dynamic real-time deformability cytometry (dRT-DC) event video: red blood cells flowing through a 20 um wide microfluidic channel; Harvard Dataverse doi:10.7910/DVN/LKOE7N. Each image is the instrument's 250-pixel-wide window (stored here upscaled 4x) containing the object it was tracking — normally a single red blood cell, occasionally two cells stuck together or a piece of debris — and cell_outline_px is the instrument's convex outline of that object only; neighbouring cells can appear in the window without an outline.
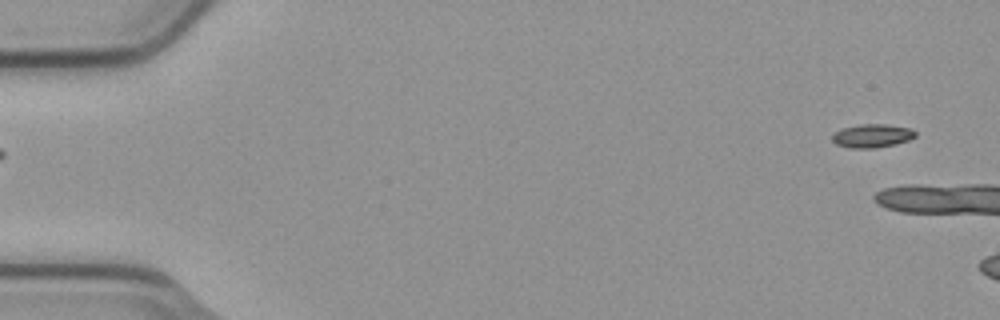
{"species": "common noctule bat (a hibernating species)", "species_latin": "Nyctalus noctula", "temperature_condition": "cold", "stored_images_in_passage": 7, "camera_frame_rate_fps": 3000, "um_per_image_px": 0.085, "animal": {"sex": "male", "body_mass_g": 23.1, "forearm_length_mm": 52.7}, "frame": {"image": 1, "passage_image": 1, "time_ms": 0.0, "image_size_px": [1000, 320], "cell_outline_px": [[916, 136], [908, 140], [896, 144], [876, 148], [852, 148], [836, 144], [832, 140], [832, 136], [840, 128], [860, 124], [884, 124], [912, 128], [916, 132]], "centroid_in_image_um": [74.14, 11.54], "position_along_channel_um": 10.9, "area_um2": 11.44}}